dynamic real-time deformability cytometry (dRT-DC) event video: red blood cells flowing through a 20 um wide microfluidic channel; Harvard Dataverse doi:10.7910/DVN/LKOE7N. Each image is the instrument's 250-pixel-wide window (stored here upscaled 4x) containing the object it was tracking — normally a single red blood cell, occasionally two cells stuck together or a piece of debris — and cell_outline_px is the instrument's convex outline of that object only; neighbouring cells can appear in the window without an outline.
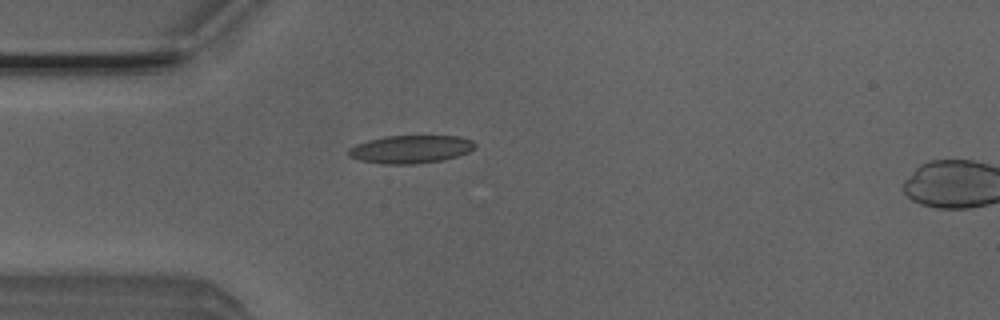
{"species": "Egyptian fruit bat (a non-hibernating species)", "species_latin": "Rousettus aegyptiacus", "temperature_condition": "room temperature", "stored_images_in_passage": 2, "camera_frame_rate_fps": 3000, "um_per_image_px": 0.085, "animal": {"sex": "male"}, "frame": {"image": 1, "passage_image": 1, "time_ms": 0.0, "image_size_px": [1000, 320], "cell_outline_px": [[476, 148], [468, 152], [444, 160], [412, 164], [384, 164], [360, 160], [348, 156], [348, 148], [356, 144], [368, 140], [384, 136], [460, 136], [472, 140], [476, 144]], "centroid_in_image_um": [34.91, 12.68], "position_along_channel_um": 50.1, "area_um2": 20.69}}